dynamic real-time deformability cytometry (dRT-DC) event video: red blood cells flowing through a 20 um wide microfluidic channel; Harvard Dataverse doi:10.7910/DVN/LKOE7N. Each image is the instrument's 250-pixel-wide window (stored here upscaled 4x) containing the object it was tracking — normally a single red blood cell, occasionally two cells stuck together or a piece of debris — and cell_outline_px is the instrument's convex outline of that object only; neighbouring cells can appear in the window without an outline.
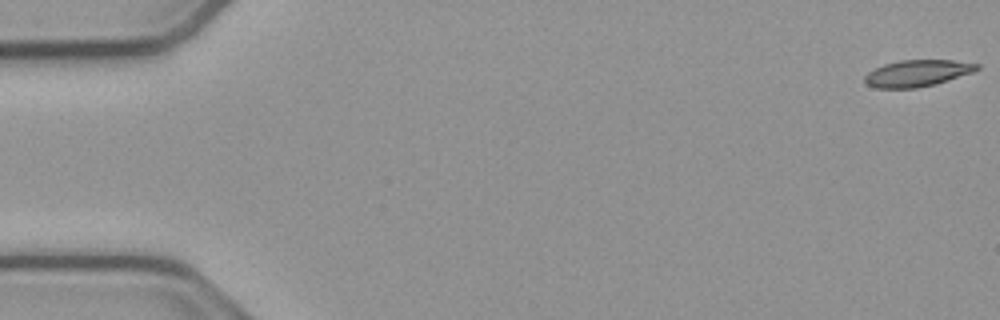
{"species": "common noctule bat (a hibernating species)", "species_latin": "Nyctalus noctula", "temperature_condition": "cold", "stored_images_in_passage": 54, "camera_frame_rate_fps": 3000, "um_per_image_px": 0.085, "animal": {"sex": "male", "body_mass_g": 23.1, "forearm_length_mm": 52.7}, "frame": {"image": 1, "passage_image": 1, "time_ms": 0.0, "image_size_px": [1000, 320], "cell_outline_px": [[980, 68], [972, 72], [936, 84], [916, 88], [876, 88], [868, 84], [864, 80], [864, 76], [868, 72], [884, 64], [900, 60], [952, 60], [980, 64]], "centroid_in_image_um": [77.97, 6.22], "position_along_channel_um": 7.0, "area_um2": 17.28}}
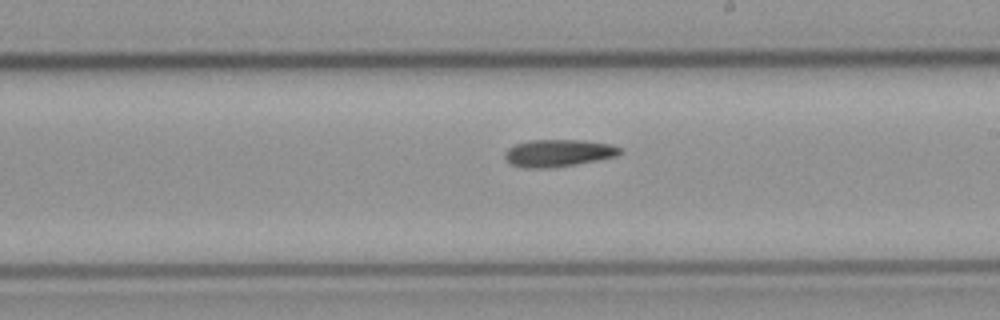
{"frame": {"image": 2, "passage_image": 31, "time_ms": 10.0, "image_size_px": [1000, 320], "cell_outline_px": [[624, 152], [616, 156], [576, 164], [552, 168], [524, 168], [512, 164], [504, 160], [504, 152], [508, 148], [516, 144], [528, 140], [584, 140], [612, 144], [624, 148]], "centroid_in_image_um": [47.47, 13.0], "position_along_channel_um": 241.5, "area_um2": 18.55}}
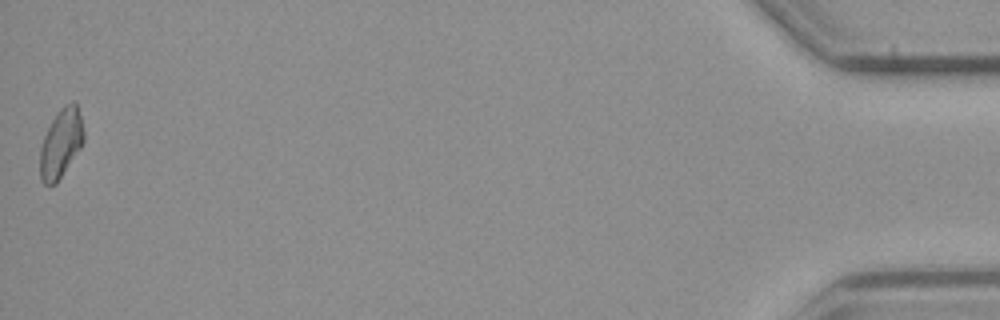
{"frame": {"image": 3, "passage_image": 54, "time_ms": 17.667, "image_size_px": [1000, 320], "cell_outline_px": [[84, 140], [80, 148], [56, 184], [44, 184], [40, 180], [40, 148], [44, 136], [52, 120], [60, 108], [64, 104], [72, 100], [76, 100], [84, 132]], "centroid_in_image_um": [5.18, 12.15], "position_along_channel_um": 430.0, "area_um2": 17.51}}